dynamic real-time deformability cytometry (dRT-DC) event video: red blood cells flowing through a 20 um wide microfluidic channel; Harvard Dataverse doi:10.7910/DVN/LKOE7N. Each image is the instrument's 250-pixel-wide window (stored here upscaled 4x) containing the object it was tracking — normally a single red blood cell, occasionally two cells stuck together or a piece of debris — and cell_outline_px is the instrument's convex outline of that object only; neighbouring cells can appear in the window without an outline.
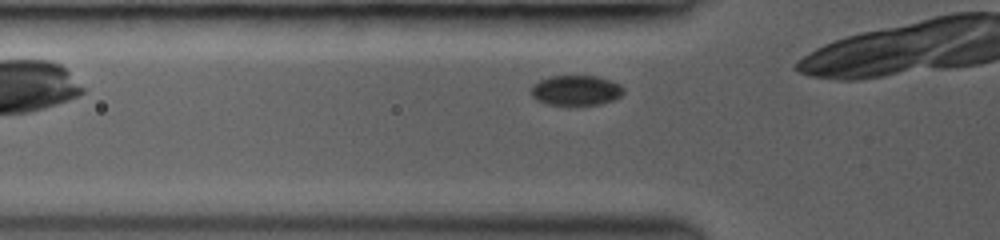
{"species": "common noctule bat (a hibernating species)", "species_latin": "Nyctalus noctula", "temperature_condition": "room temperature", "stored_images_in_passage": 54, "camera_frame_rate_fps": 3000, "um_per_image_px": 0.085, "animal": {"sex": "female", "body_mass_g": 19.0, "forearm_length_mm": 53.3}, "frame": {"image": 1, "passage_image": 2, "time_ms": 0.333, "image_size_px": [1000, 240], "cell_outline_px": [[624, 92], [616, 100], [600, 104], [572, 108], [548, 104], [536, 100], [532, 96], [532, 84], [548, 76], [596, 76], [620, 84], [624, 88]], "centroid_in_image_um": [48.96, 7.73], "position_along_channel_um": 76.8, "area_um2": 16.88}}
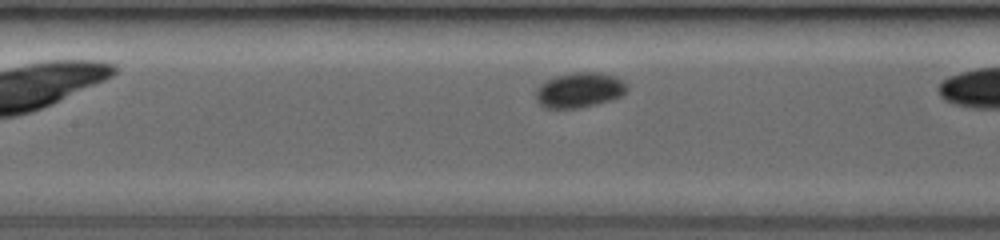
{"frame": {"image": 2, "passage_image": 16, "time_ms": 2.333, "image_size_px": [1000, 240], "cell_outline_px": [[628, 88], [620, 96], [612, 100], [580, 108], [544, 108], [536, 100], [536, 88], [540, 84], [556, 76], [572, 72], [600, 72], [616, 76], [624, 80], [628, 84]], "centroid_in_image_um": [49.27, 7.65], "position_along_channel_um": 158.1, "area_um2": 18.84}}
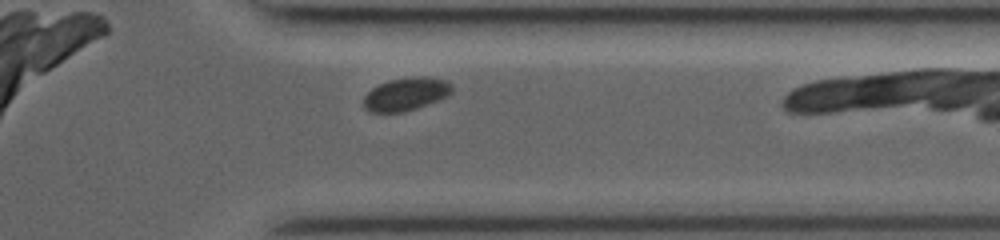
{"frame": {"image": 3, "passage_image": 47, "time_ms": 7.667, "image_size_px": [1000, 240], "cell_outline_px": [[452, 92], [448, 96], [428, 104], [404, 112], [368, 112], [364, 108], [364, 96], [372, 88], [388, 80], [416, 76], [424, 76], [448, 80], [452, 84]], "centroid_in_image_um": [34.52, 7.99], "position_along_channel_um": 376.9, "area_um2": 17.11}}